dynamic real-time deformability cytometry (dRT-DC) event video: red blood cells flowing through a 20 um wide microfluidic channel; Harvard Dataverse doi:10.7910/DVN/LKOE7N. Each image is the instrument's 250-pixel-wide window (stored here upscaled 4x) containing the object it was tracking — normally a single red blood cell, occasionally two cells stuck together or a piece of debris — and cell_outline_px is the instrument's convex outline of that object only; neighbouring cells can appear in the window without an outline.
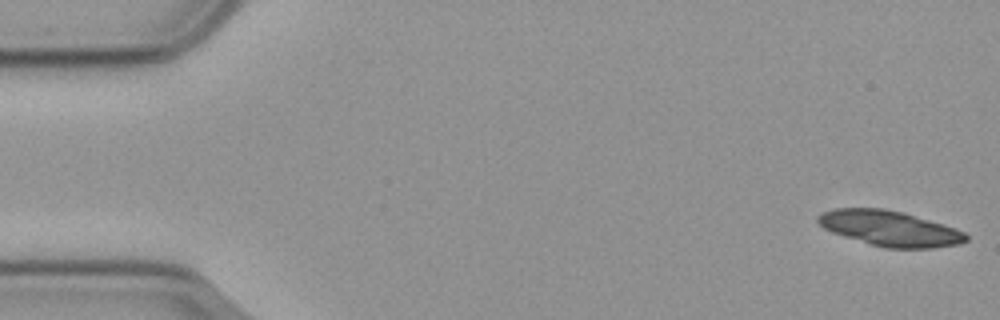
{"species": "common noctule bat (a hibernating species)", "species_latin": "Nyctalus noctula", "temperature_condition": "cold", "stored_images_in_passage": 37, "camera_frame_rate_fps": 3000, "um_per_image_px": 0.085, "animal": {"sex": "male", "body_mass_g": 23.1, "forearm_length_mm": 52.7}, "frame": {"image": 1, "passage_image": 1, "time_ms": 0.0, "image_size_px": [1000, 320], "cell_outline_px": [[968, 240], [960, 244], [932, 248], [884, 248], [844, 236], [832, 232], [824, 228], [816, 220], [816, 216], [820, 212], [836, 208], [884, 208], [904, 212], [944, 224], [956, 228], [964, 232], [968, 236]], "centroid_in_image_um": [75.64, 19.4], "position_along_channel_um": 9.4, "area_um2": 30.63}}
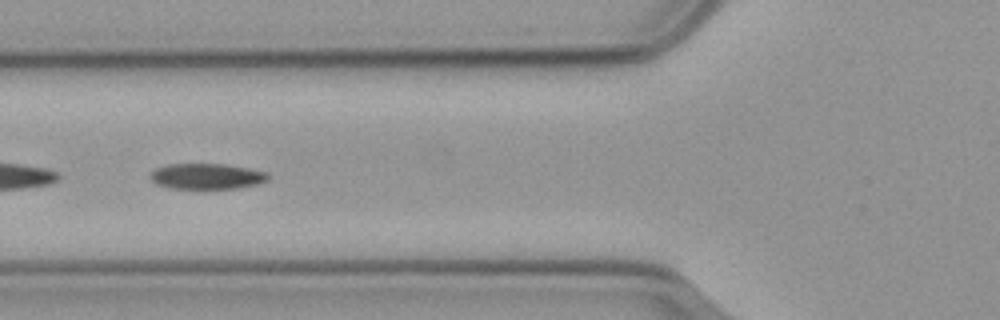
{"frame": {"image": 2, "passage_image": 21, "time_ms": 6.667, "image_size_px": [1000, 320], "cell_outline_px": [[268, 180], [256, 184], [236, 188], [168, 188], [156, 184], [148, 176], [156, 168], [168, 164], [224, 164], [248, 168], [268, 172]], "centroid_in_image_um": [17.55, 14.98], "position_along_channel_um": 108.2, "area_um2": 17.51}}